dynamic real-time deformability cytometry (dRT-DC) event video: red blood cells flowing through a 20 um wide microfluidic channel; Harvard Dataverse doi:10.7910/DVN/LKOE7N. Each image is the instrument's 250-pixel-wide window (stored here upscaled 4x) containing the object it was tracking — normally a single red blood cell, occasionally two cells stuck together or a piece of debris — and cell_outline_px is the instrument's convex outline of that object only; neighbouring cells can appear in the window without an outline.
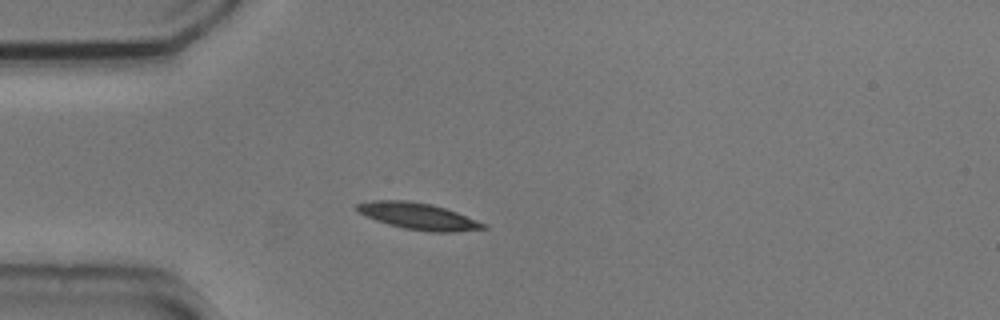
{"species": "common noctule bat (a hibernating species)", "species_latin": "Nyctalus noctula", "temperature_condition": "cold", "stored_images_in_passage": 2, "camera_frame_rate_fps": 3000, "um_per_image_px": 0.085, "animal": {"sex": "male", "body_mass_g": 20.5, "forearm_length_mm": 52.5}, "frame": {"image": 1, "passage_image": 1, "time_ms": 0.0, "image_size_px": [1000, 320], "cell_outline_px": [[488, 228], [452, 232], [432, 232], [404, 228], [388, 224], [376, 220], [360, 212], [356, 208], [356, 204], [372, 200], [408, 200], [432, 204], [456, 212], [488, 224]], "centroid_in_image_um": [35.59, 18.37], "position_along_channel_um": 49.4, "area_um2": 19.42}}